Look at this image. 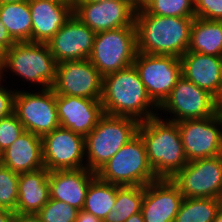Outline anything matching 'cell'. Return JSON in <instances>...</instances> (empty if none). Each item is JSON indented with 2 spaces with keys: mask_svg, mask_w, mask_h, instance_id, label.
Listing matches in <instances>:
<instances>
[{
  "mask_svg": "<svg viewBox=\"0 0 222 222\" xmlns=\"http://www.w3.org/2000/svg\"><path fill=\"white\" fill-rule=\"evenodd\" d=\"M193 19L156 16L139 4L135 15L137 51L180 58L188 51Z\"/></svg>",
  "mask_w": 222,
  "mask_h": 222,
  "instance_id": "6da1fadb",
  "label": "cell"
},
{
  "mask_svg": "<svg viewBox=\"0 0 222 222\" xmlns=\"http://www.w3.org/2000/svg\"><path fill=\"white\" fill-rule=\"evenodd\" d=\"M100 101L106 115L131 117L139 122L158 116V106L148 96L134 65L103 77Z\"/></svg>",
  "mask_w": 222,
  "mask_h": 222,
  "instance_id": "7a4b0ae2",
  "label": "cell"
},
{
  "mask_svg": "<svg viewBox=\"0 0 222 222\" xmlns=\"http://www.w3.org/2000/svg\"><path fill=\"white\" fill-rule=\"evenodd\" d=\"M138 134L158 179H171L188 164L176 122L155 116L139 123Z\"/></svg>",
  "mask_w": 222,
  "mask_h": 222,
  "instance_id": "3957f363",
  "label": "cell"
},
{
  "mask_svg": "<svg viewBox=\"0 0 222 222\" xmlns=\"http://www.w3.org/2000/svg\"><path fill=\"white\" fill-rule=\"evenodd\" d=\"M139 121L104 114L85 137L86 168L97 172L138 134Z\"/></svg>",
  "mask_w": 222,
  "mask_h": 222,
  "instance_id": "277c9868",
  "label": "cell"
},
{
  "mask_svg": "<svg viewBox=\"0 0 222 222\" xmlns=\"http://www.w3.org/2000/svg\"><path fill=\"white\" fill-rule=\"evenodd\" d=\"M96 176L104 182L119 186H146L158 180L149 165L146 147L139 134L101 167Z\"/></svg>",
  "mask_w": 222,
  "mask_h": 222,
  "instance_id": "5b68a950",
  "label": "cell"
},
{
  "mask_svg": "<svg viewBox=\"0 0 222 222\" xmlns=\"http://www.w3.org/2000/svg\"><path fill=\"white\" fill-rule=\"evenodd\" d=\"M57 64L47 43L16 42L6 50L4 72L10 70L23 80L46 89L55 81Z\"/></svg>",
  "mask_w": 222,
  "mask_h": 222,
  "instance_id": "8992f818",
  "label": "cell"
},
{
  "mask_svg": "<svg viewBox=\"0 0 222 222\" xmlns=\"http://www.w3.org/2000/svg\"><path fill=\"white\" fill-rule=\"evenodd\" d=\"M137 52L134 24L96 33L89 61L104 77L133 65Z\"/></svg>",
  "mask_w": 222,
  "mask_h": 222,
  "instance_id": "52a82bcc",
  "label": "cell"
},
{
  "mask_svg": "<svg viewBox=\"0 0 222 222\" xmlns=\"http://www.w3.org/2000/svg\"><path fill=\"white\" fill-rule=\"evenodd\" d=\"M13 112L25 131L40 137L60 127L56 94L51 87L38 92L16 90Z\"/></svg>",
  "mask_w": 222,
  "mask_h": 222,
  "instance_id": "ba28073f",
  "label": "cell"
},
{
  "mask_svg": "<svg viewBox=\"0 0 222 222\" xmlns=\"http://www.w3.org/2000/svg\"><path fill=\"white\" fill-rule=\"evenodd\" d=\"M133 65L148 96L159 107L182 76L180 58L173 55H151L137 52Z\"/></svg>",
  "mask_w": 222,
  "mask_h": 222,
  "instance_id": "9c48e42d",
  "label": "cell"
},
{
  "mask_svg": "<svg viewBox=\"0 0 222 222\" xmlns=\"http://www.w3.org/2000/svg\"><path fill=\"white\" fill-rule=\"evenodd\" d=\"M171 180L184 198L222 197V155L189 161Z\"/></svg>",
  "mask_w": 222,
  "mask_h": 222,
  "instance_id": "30bf717a",
  "label": "cell"
},
{
  "mask_svg": "<svg viewBox=\"0 0 222 222\" xmlns=\"http://www.w3.org/2000/svg\"><path fill=\"white\" fill-rule=\"evenodd\" d=\"M158 110L173 114L166 119L172 122L204 119L218 112L215 98L183 75Z\"/></svg>",
  "mask_w": 222,
  "mask_h": 222,
  "instance_id": "8fae6325",
  "label": "cell"
},
{
  "mask_svg": "<svg viewBox=\"0 0 222 222\" xmlns=\"http://www.w3.org/2000/svg\"><path fill=\"white\" fill-rule=\"evenodd\" d=\"M176 123L188 161L222 155V118L219 112L204 119Z\"/></svg>",
  "mask_w": 222,
  "mask_h": 222,
  "instance_id": "7c38bea8",
  "label": "cell"
},
{
  "mask_svg": "<svg viewBox=\"0 0 222 222\" xmlns=\"http://www.w3.org/2000/svg\"><path fill=\"white\" fill-rule=\"evenodd\" d=\"M139 0L74 2L73 14L95 33L135 24Z\"/></svg>",
  "mask_w": 222,
  "mask_h": 222,
  "instance_id": "4fadbf2b",
  "label": "cell"
},
{
  "mask_svg": "<svg viewBox=\"0 0 222 222\" xmlns=\"http://www.w3.org/2000/svg\"><path fill=\"white\" fill-rule=\"evenodd\" d=\"M102 85L103 76L89 59H84L58 63L51 88L57 95L101 100Z\"/></svg>",
  "mask_w": 222,
  "mask_h": 222,
  "instance_id": "5bb4252c",
  "label": "cell"
},
{
  "mask_svg": "<svg viewBox=\"0 0 222 222\" xmlns=\"http://www.w3.org/2000/svg\"><path fill=\"white\" fill-rule=\"evenodd\" d=\"M42 150L44 167L48 171L86 168L85 137L70 129L58 127L44 135Z\"/></svg>",
  "mask_w": 222,
  "mask_h": 222,
  "instance_id": "9a60e30c",
  "label": "cell"
},
{
  "mask_svg": "<svg viewBox=\"0 0 222 222\" xmlns=\"http://www.w3.org/2000/svg\"><path fill=\"white\" fill-rule=\"evenodd\" d=\"M96 33L74 14L47 42L57 63L89 59Z\"/></svg>",
  "mask_w": 222,
  "mask_h": 222,
  "instance_id": "2e32d148",
  "label": "cell"
},
{
  "mask_svg": "<svg viewBox=\"0 0 222 222\" xmlns=\"http://www.w3.org/2000/svg\"><path fill=\"white\" fill-rule=\"evenodd\" d=\"M179 187L171 179H158L144 186V222H174L183 202Z\"/></svg>",
  "mask_w": 222,
  "mask_h": 222,
  "instance_id": "e0dca14e",
  "label": "cell"
},
{
  "mask_svg": "<svg viewBox=\"0 0 222 222\" xmlns=\"http://www.w3.org/2000/svg\"><path fill=\"white\" fill-rule=\"evenodd\" d=\"M60 127L86 137L104 115L100 100L56 94Z\"/></svg>",
  "mask_w": 222,
  "mask_h": 222,
  "instance_id": "ac0fdd59",
  "label": "cell"
},
{
  "mask_svg": "<svg viewBox=\"0 0 222 222\" xmlns=\"http://www.w3.org/2000/svg\"><path fill=\"white\" fill-rule=\"evenodd\" d=\"M96 177L87 168L49 171L50 198L82 210L88 187Z\"/></svg>",
  "mask_w": 222,
  "mask_h": 222,
  "instance_id": "d6986e66",
  "label": "cell"
},
{
  "mask_svg": "<svg viewBox=\"0 0 222 222\" xmlns=\"http://www.w3.org/2000/svg\"><path fill=\"white\" fill-rule=\"evenodd\" d=\"M32 18L31 42L47 43L73 15L74 5L52 0H29Z\"/></svg>",
  "mask_w": 222,
  "mask_h": 222,
  "instance_id": "ffe728a7",
  "label": "cell"
},
{
  "mask_svg": "<svg viewBox=\"0 0 222 222\" xmlns=\"http://www.w3.org/2000/svg\"><path fill=\"white\" fill-rule=\"evenodd\" d=\"M180 60L182 75L216 98L222 84V57L187 51Z\"/></svg>",
  "mask_w": 222,
  "mask_h": 222,
  "instance_id": "44dd1931",
  "label": "cell"
},
{
  "mask_svg": "<svg viewBox=\"0 0 222 222\" xmlns=\"http://www.w3.org/2000/svg\"><path fill=\"white\" fill-rule=\"evenodd\" d=\"M0 164L18 174L43 168L42 137L24 131L2 152Z\"/></svg>",
  "mask_w": 222,
  "mask_h": 222,
  "instance_id": "7402d4cb",
  "label": "cell"
},
{
  "mask_svg": "<svg viewBox=\"0 0 222 222\" xmlns=\"http://www.w3.org/2000/svg\"><path fill=\"white\" fill-rule=\"evenodd\" d=\"M49 171L43 167L19 174L16 212L37 214L50 199Z\"/></svg>",
  "mask_w": 222,
  "mask_h": 222,
  "instance_id": "603a6c76",
  "label": "cell"
},
{
  "mask_svg": "<svg viewBox=\"0 0 222 222\" xmlns=\"http://www.w3.org/2000/svg\"><path fill=\"white\" fill-rule=\"evenodd\" d=\"M188 51L222 57V21L194 17Z\"/></svg>",
  "mask_w": 222,
  "mask_h": 222,
  "instance_id": "cb8c5ba5",
  "label": "cell"
},
{
  "mask_svg": "<svg viewBox=\"0 0 222 222\" xmlns=\"http://www.w3.org/2000/svg\"><path fill=\"white\" fill-rule=\"evenodd\" d=\"M0 19L16 42H31L32 18L28 1L1 4Z\"/></svg>",
  "mask_w": 222,
  "mask_h": 222,
  "instance_id": "d4e9b609",
  "label": "cell"
},
{
  "mask_svg": "<svg viewBox=\"0 0 222 222\" xmlns=\"http://www.w3.org/2000/svg\"><path fill=\"white\" fill-rule=\"evenodd\" d=\"M117 185L104 182L96 177L89 185L83 210L102 221L116 201Z\"/></svg>",
  "mask_w": 222,
  "mask_h": 222,
  "instance_id": "484cf974",
  "label": "cell"
},
{
  "mask_svg": "<svg viewBox=\"0 0 222 222\" xmlns=\"http://www.w3.org/2000/svg\"><path fill=\"white\" fill-rule=\"evenodd\" d=\"M144 186L117 185L116 201L103 222H125L131 215L141 212Z\"/></svg>",
  "mask_w": 222,
  "mask_h": 222,
  "instance_id": "4316f807",
  "label": "cell"
},
{
  "mask_svg": "<svg viewBox=\"0 0 222 222\" xmlns=\"http://www.w3.org/2000/svg\"><path fill=\"white\" fill-rule=\"evenodd\" d=\"M221 208L219 198H184L174 222H213Z\"/></svg>",
  "mask_w": 222,
  "mask_h": 222,
  "instance_id": "83f0119b",
  "label": "cell"
},
{
  "mask_svg": "<svg viewBox=\"0 0 222 222\" xmlns=\"http://www.w3.org/2000/svg\"><path fill=\"white\" fill-rule=\"evenodd\" d=\"M149 13L164 17H195L194 0H139Z\"/></svg>",
  "mask_w": 222,
  "mask_h": 222,
  "instance_id": "f1b7e54d",
  "label": "cell"
},
{
  "mask_svg": "<svg viewBox=\"0 0 222 222\" xmlns=\"http://www.w3.org/2000/svg\"><path fill=\"white\" fill-rule=\"evenodd\" d=\"M19 174L0 164V201L8 210L16 212Z\"/></svg>",
  "mask_w": 222,
  "mask_h": 222,
  "instance_id": "f546056e",
  "label": "cell"
},
{
  "mask_svg": "<svg viewBox=\"0 0 222 222\" xmlns=\"http://www.w3.org/2000/svg\"><path fill=\"white\" fill-rule=\"evenodd\" d=\"M37 214L43 222H76L78 209L50 198Z\"/></svg>",
  "mask_w": 222,
  "mask_h": 222,
  "instance_id": "4dcf8cb0",
  "label": "cell"
},
{
  "mask_svg": "<svg viewBox=\"0 0 222 222\" xmlns=\"http://www.w3.org/2000/svg\"><path fill=\"white\" fill-rule=\"evenodd\" d=\"M25 131L14 112L0 119V151L6 150Z\"/></svg>",
  "mask_w": 222,
  "mask_h": 222,
  "instance_id": "1f68e13d",
  "label": "cell"
},
{
  "mask_svg": "<svg viewBox=\"0 0 222 222\" xmlns=\"http://www.w3.org/2000/svg\"><path fill=\"white\" fill-rule=\"evenodd\" d=\"M195 17L222 21V0H194Z\"/></svg>",
  "mask_w": 222,
  "mask_h": 222,
  "instance_id": "d6a6232c",
  "label": "cell"
},
{
  "mask_svg": "<svg viewBox=\"0 0 222 222\" xmlns=\"http://www.w3.org/2000/svg\"><path fill=\"white\" fill-rule=\"evenodd\" d=\"M15 93L16 90L0 85V119L13 112Z\"/></svg>",
  "mask_w": 222,
  "mask_h": 222,
  "instance_id": "836d02e7",
  "label": "cell"
},
{
  "mask_svg": "<svg viewBox=\"0 0 222 222\" xmlns=\"http://www.w3.org/2000/svg\"><path fill=\"white\" fill-rule=\"evenodd\" d=\"M15 43L16 41L11 37L0 19V45L7 50L10 49Z\"/></svg>",
  "mask_w": 222,
  "mask_h": 222,
  "instance_id": "e575fe53",
  "label": "cell"
},
{
  "mask_svg": "<svg viewBox=\"0 0 222 222\" xmlns=\"http://www.w3.org/2000/svg\"><path fill=\"white\" fill-rule=\"evenodd\" d=\"M12 222H43L38 214L15 212Z\"/></svg>",
  "mask_w": 222,
  "mask_h": 222,
  "instance_id": "d590c367",
  "label": "cell"
},
{
  "mask_svg": "<svg viewBox=\"0 0 222 222\" xmlns=\"http://www.w3.org/2000/svg\"><path fill=\"white\" fill-rule=\"evenodd\" d=\"M76 222H103V221L94 216L93 214L88 213L82 209L78 210Z\"/></svg>",
  "mask_w": 222,
  "mask_h": 222,
  "instance_id": "8d00e7d4",
  "label": "cell"
},
{
  "mask_svg": "<svg viewBox=\"0 0 222 222\" xmlns=\"http://www.w3.org/2000/svg\"><path fill=\"white\" fill-rule=\"evenodd\" d=\"M15 212L12 210L0 211V222H12Z\"/></svg>",
  "mask_w": 222,
  "mask_h": 222,
  "instance_id": "74e56055",
  "label": "cell"
},
{
  "mask_svg": "<svg viewBox=\"0 0 222 222\" xmlns=\"http://www.w3.org/2000/svg\"><path fill=\"white\" fill-rule=\"evenodd\" d=\"M125 222H144L142 212L131 215Z\"/></svg>",
  "mask_w": 222,
  "mask_h": 222,
  "instance_id": "f35d334b",
  "label": "cell"
},
{
  "mask_svg": "<svg viewBox=\"0 0 222 222\" xmlns=\"http://www.w3.org/2000/svg\"><path fill=\"white\" fill-rule=\"evenodd\" d=\"M215 104H216L217 110H219L222 107V84H221L220 91L215 98Z\"/></svg>",
  "mask_w": 222,
  "mask_h": 222,
  "instance_id": "ab89813d",
  "label": "cell"
},
{
  "mask_svg": "<svg viewBox=\"0 0 222 222\" xmlns=\"http://www.w3.org/2000/svg\"><path fill=\"white\" fill-rule=\"evenodd\" d=\"M6 49L0 45V65H5Z\"/></svg>",
  "mask_w": 222,
  "mask_h": 222,
  "instance_id": "60d3db41",
  "label": "cell"
},
{
  "mask_svg": "<svg viewBox=\"0 0 222 222\" xmlns=\"http://www.w3.org/2000/svg\"><path fill=\"white\" fill-rule=\"evenodd\" d=\"M24 1H29V0H0V5L1 4H8V3H20Z\"/></svg>",
  "mask_w": 222,
  "mask_h": 222,
  "instance_id": "b9f144b4",
  "label": "cell"
},
{
  "mask_svg": "<svg viewBox=\"0 0 222 222\" xmlns=\"http://www.w3.org/2000/svg\"><path fill=\"white\" fill-rule=\"evenodd\" d=\"M52 1L62 3V4L74 5V0H52Z\"/></svg>",
  "mask_w": 222,
  "mask_h": 222,
  "instance_id": "7bdbcfd3",
  "label": "cell"
},
{
  "mask_svg": "<svg viewBox=\"0 0 222 222\" xmlns=\"http://www.w3.org/2000/svg\"><path fill=\"white\" fill-rule=\"evenodd\" d=\"M6 76V74H4V65H0V85H2L5 80H3V77ZM3 80V81H1Z\"/></svg>",
  "mask_w": 222,
  "mask_h": 222,
  "instance_id": "ee69618b",
  "label": "cell"
},
{
  "mask_svg": "<svg viewBox=\"0 0 222 222\" xmlns=\"http://www.w3.org/2000/svg\"><path fill=\"white\" fill-rule=\"evenodd\" d=\"M213 222H222V208L220 211L217 213L216 218L214 219Z\"/></svg>",
  "mask_w": 222,
  "mask_h": 222,
  "instance_id": "f6af8a7d",
  "label": "cell"
},
{
  "mask_svg": "<svg viewBox=\"0 0 222 222\" xmlns=\"http://www.w3.org/2000/svg\"><path fill=\"white\" fill-rule=\"evenodd\" d=\"M105 1H109V0H74V2H97V3H101Z\"/></svg>",
  "mask_w": 222,
  "mask_h": 222,
  "instance_id": "bcb514c9",
  "label": "cell"
},
{
  "mask_svg": "<svg viewBox=\"0 0 222 222\" xmlns=\"http://www.w3.org/2000/svg\"><path fill=\"white\" fill-rule=\"evenodd\" d=\"M2 210H6V208L1 204V201H0V211Z\"/></svg>",
  "mask_w": 222,
  "mask_h": 222,
  "instance_id": "7dc6e473",
  "label": "cell"
},
{
  "mask_svg": "<svg viewBox=\"0 0 222 222\" xmlns=\"http://www.w3.org/2000/svg\"><path fill=\"white\" fill-rule=\"evenodd\" d=\"M219 114L221 115L222 118V107L218 110Z\"/></svg>",
  "mask_w": 222,
  "mask_h": 222,
  "instance_id": "c3c4849f",
  "label": "cell"
}]
</instances>
